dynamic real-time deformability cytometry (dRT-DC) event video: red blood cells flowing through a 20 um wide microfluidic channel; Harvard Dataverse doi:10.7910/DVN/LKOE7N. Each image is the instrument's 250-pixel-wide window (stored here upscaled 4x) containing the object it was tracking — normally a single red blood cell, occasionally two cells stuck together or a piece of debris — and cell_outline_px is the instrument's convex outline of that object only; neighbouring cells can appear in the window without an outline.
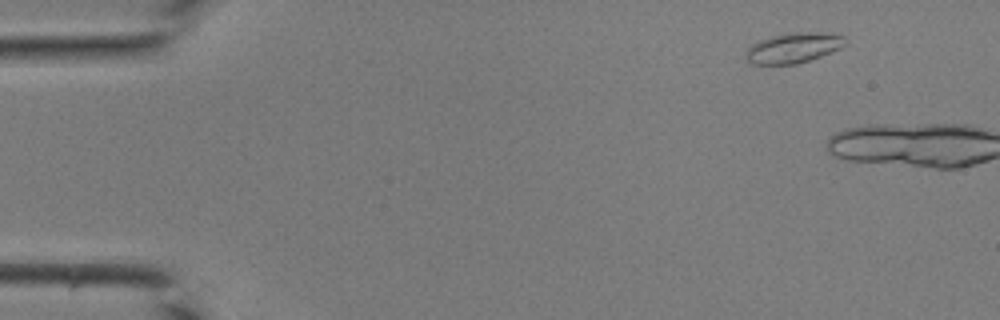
{"species": "common noctule bat (a hibernating species)", "species_latin": "Nyctalus noctula", "temperature_condition": "room temperature", "stored_images_in_passage": 3, "camera_frame_rate_fps": 3000, "um_per_image_px": 0.085, "animal": {"sex": "male", "body_mass_g": 19.0, "forearm_length_mm": 50.8}, "frame": {"image": 1, "passage_image": 1, "time_ms": 0.0, "image_size_px": [1000, 320], "cell_outline_px": [[848, 40], [840, 48], [832, 52], [796, 64], [752, 64], [744, 60], [744, 56], [748, 48], [752, 44], [768, 36], [788, 32], [816, 32], [844, 36]], "centroid_in_image_um": [67.39, 4.06], "position_along_channel_um": 17.6, "area_um2": 17.63}}